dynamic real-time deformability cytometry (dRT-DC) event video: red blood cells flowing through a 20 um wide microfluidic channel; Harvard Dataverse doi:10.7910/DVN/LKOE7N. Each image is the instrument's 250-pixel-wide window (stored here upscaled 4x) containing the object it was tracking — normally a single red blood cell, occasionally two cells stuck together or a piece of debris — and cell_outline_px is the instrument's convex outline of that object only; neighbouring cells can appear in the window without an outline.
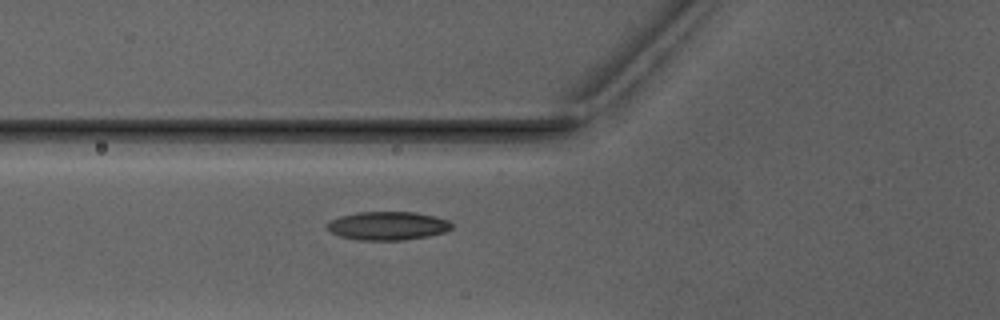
{"species": "Egyptian fruit bat (a non-hibernating species)", "species_latin": "Rousettus aegyptiacus", "temperature_condition": "warm", "stored_images_in_passage": 4, "camera_frame_rate_fps": 3000, "um_per_image_px": 0.085, "animal": {"sex": "male"}, "frame": {"image": 1, "passage_image": 4, "time_ms": 3.667, "image_size_px": [1000, 320], "cell_outline_px": [[452, 228], [444, 232], [428, 236], [404, 240], [360, 240], [340, 236], [332, 232], [324, 224], [328, 220], [340, 216], [356, 212], [416, 212], [448, 220], [452, 224]], "centroid_in_image_um": [32.92, 19.19], "position_along_channel_um": 92.9, "area_um2": 20.69}}